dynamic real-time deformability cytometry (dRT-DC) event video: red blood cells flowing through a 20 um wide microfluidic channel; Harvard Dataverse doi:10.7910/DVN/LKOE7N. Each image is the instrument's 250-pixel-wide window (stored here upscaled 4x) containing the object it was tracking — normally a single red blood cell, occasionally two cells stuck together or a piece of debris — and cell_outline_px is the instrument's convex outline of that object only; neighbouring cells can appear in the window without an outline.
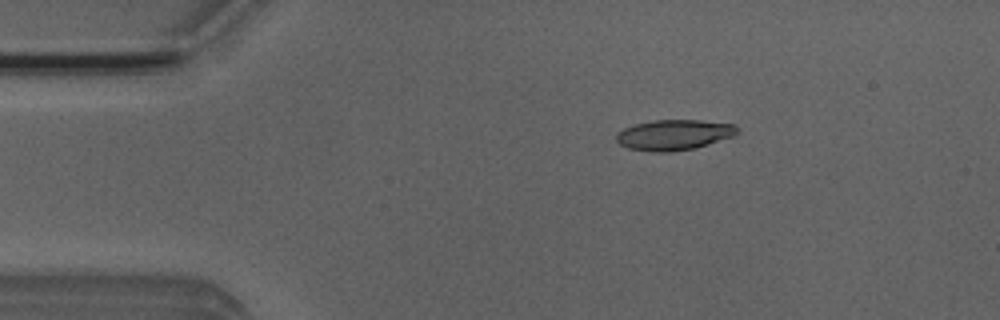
{"species": "Egyptian fruit bat (a non-hibernating species)", "species_latin": "Rousettus aegyptiacus", "temperature_condition": "room temperature", "stored_images_in_passage": 6, "camera_frame_rate_fps": 3000, "um_per_image_px": 0.085, "animal": {"sex": "male"}, "frame": {"image": 1, "passage_image": 3, "time_ms": 2.333, "image_size_px": [1000, 320], "cell_outline_px": [[740, 132], [736, 136], [696, 148], [672, 152], [652, 152], [628, 148], [620, 144], [616, 140], [616, 132], [624, 128], [636, 124], [652, 120], [700, 120], [736, 124]], "centroid_in_image_um": [57.34, 11.46], "position_along_channel_um": 27.7, "area_um2": 21.85}}